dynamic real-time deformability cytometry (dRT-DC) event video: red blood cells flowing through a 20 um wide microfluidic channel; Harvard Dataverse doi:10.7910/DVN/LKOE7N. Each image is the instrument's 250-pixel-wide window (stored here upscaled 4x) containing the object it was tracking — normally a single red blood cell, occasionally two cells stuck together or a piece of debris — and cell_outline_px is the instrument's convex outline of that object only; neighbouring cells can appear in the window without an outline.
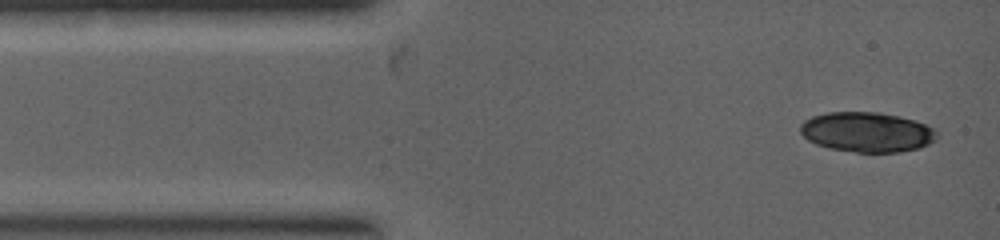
{"species": "common noctule bat (a hibernating species)", "species_latin": "Nyctalus noctula", "temperature_condition": "warm", "stored_images_in_passage": 2, "camera_frame_rate_fps": 5000, "um_per_image_px": 0.085, "animal": {"sex": "female", "body_mass_g": 19.0, "forearm_length_mm": 53.3}, "frame": {"image": 1, "passage_image": 1, "time_ms": 0.0, "image_size_px": [1000, 240], "cell_outline_px": [[936, 140], [920, 148], [900, 152], [856, 152], [828, 148], [816, 144], [808, 140], [800, 132], [800, 124], [804, 120], [812, 116], [828, 112], [880, 112], [900, 116], [916, 120], [932, 128], [936, 132]], "centroid_in_image_um": [73.68, 11.22], "position_along_channel_um": 11.3, "area_um2": 31.91}}